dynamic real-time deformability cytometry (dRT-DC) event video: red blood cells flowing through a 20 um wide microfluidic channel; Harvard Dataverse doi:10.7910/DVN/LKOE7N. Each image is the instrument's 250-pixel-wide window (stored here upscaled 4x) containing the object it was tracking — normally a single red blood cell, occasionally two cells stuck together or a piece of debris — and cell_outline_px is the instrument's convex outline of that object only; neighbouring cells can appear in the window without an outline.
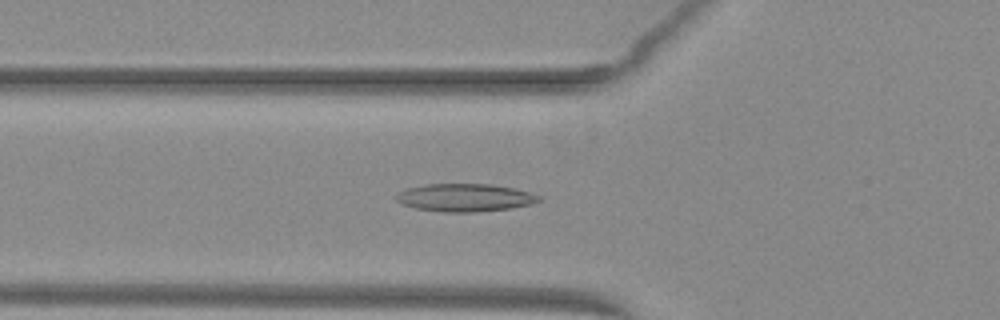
{"species": "common noctule bat (a hibernating species)", "species_latin": "Nyctalus noctula", "temperature_condition": "warm", "stored_images_in_passage": 53, "camera_frame_rate_fps": 3000, "um_per_image_px": 0.085, "animal": {"sex": "female", "body_mass_g": 29.2, "forearm_length_mm": 56.3}, "frame": {"image": 1, "passage_image": 20, "time_ms": 6.333, "image_size_px": [1000, 320], "cell_outline_px": [[540, 200], [528, 204], [512, 208], [472, 212], [444, 212], [416, 208], [404, 204], [396, 200], [396, 196], [400, 192], [408, 188], [424, 184], [492, 184], [512, 188], [528, 192], [540, 196]], "centroid_in_image_um": [39.5, 16.79], "position_along_channel_um": 86.3, "area_um2": 22.77}}
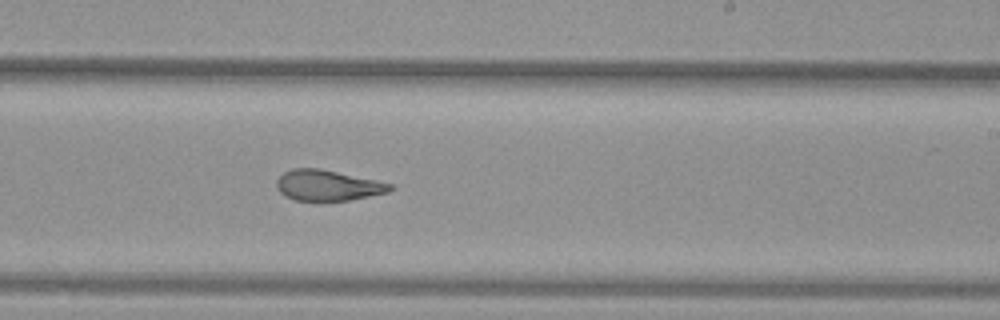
{"frame": {"image": 2, "passage_image": 33, "time_ms": 10.667, "image_size_px": [1000, 320], "cell_outline_px": [[396, 188], [388, 192], [348, 200], [292, 200], [284, 196], [276, 188], [276, 180], [284, 172], [292, 168], [320, 168], [376, 180], [392, 184]], "centroid_in_image_um": [27.83, 15.75], "position_along_channel_um": 261.2, "area_um2": 20.29}}
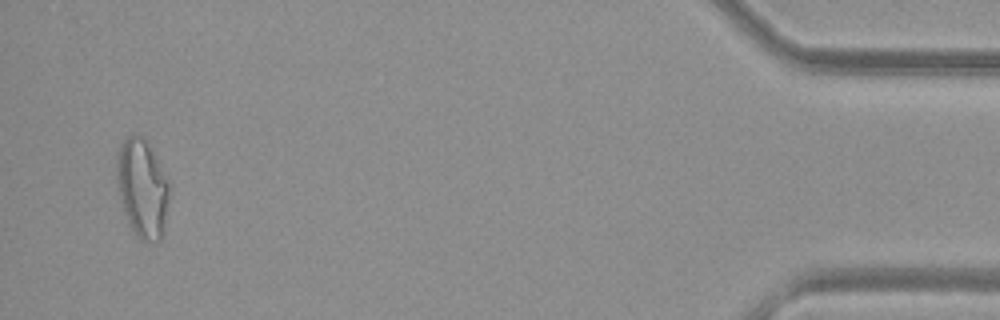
{"frame": {"image": 3, "passage_image": 51, "time_ms": 16.667, "image_size_px": [1000, 320], "cell_outline_px": [[172, 188], [164, 232], [160, 240], [156, 244], [140, 240], [136, 236], [128, 224], [124, 212], [120, 196], [116, 172], [120, 148], [124, 140], [128, 136], [144, 136], [148, 140]], "centroid_in_image_um": [12.16, 16.07], "position_along_channel_um": 423.0, "area_um2": 30.69}, "authors_computed_cell_mechanics": {"area_um2": 23.7558, "velocity_mm_per_s": 4.02, "shape_relaxation_time_tau1_ms": null, "shape_relaxation_time_tau2_ms": 1.44, "deformation_change_tau1": null, "deformation_change_tau2": 0.0919}}